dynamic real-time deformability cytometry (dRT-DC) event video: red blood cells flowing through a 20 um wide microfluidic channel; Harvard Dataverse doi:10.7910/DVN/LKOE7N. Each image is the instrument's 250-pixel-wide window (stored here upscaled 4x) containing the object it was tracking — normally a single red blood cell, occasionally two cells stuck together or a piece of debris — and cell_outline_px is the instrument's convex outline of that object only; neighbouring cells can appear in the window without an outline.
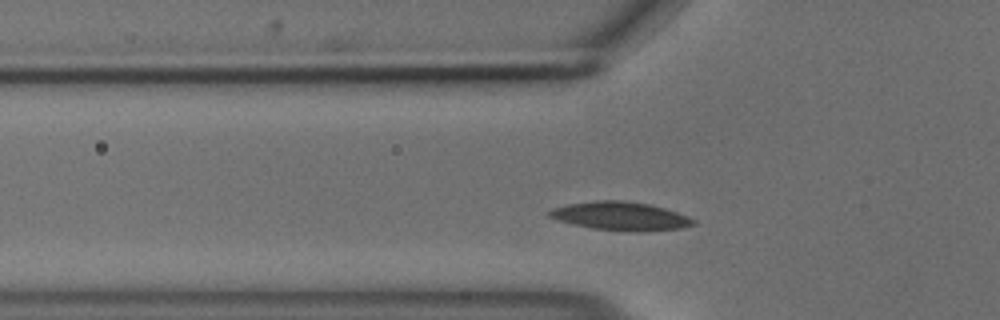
{"species": "common noctule bat (a hibernating species)", "species_latin": "Nyctalus noctula", "temperature_condition": "cold", "stored_images_in_passage": 39, "camera_frame_rate_fps": 3000, "um_per_image_px": 0.085, "animal": {"sex": "male", "body_mass_g": 18.8}, "frame": {"image": 1, "passage_image": 8, "time_ms": 2.333, "image_size_px": [1000, 320], "cell_outline_px": [[696, 224], [680, 228], [648, 232], [632, 232], [592, 228], [572, 224], [548, 216], [548, 212], [552, 208], [568, 204], [596, 200], [624, 200], [648, 204], [664, 208], [688, 216], [696, 220]], "centroid_in_image_um": [52.77, 18.37], "position_along_channel_um": 73.0, "area_um2": 23.99}}
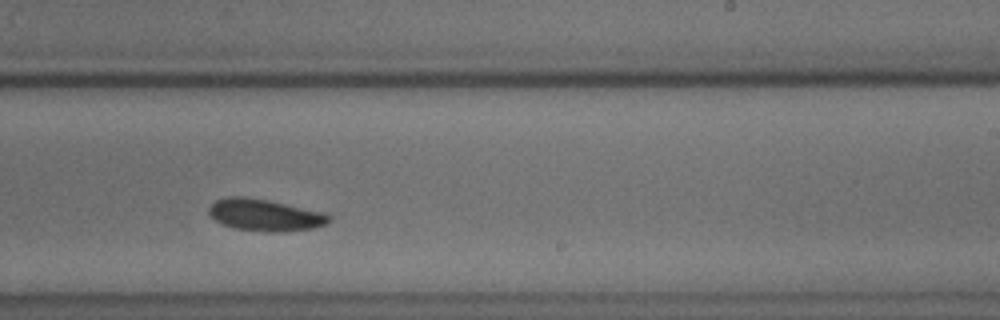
{"frame": {"image": 2, "passage_image": 24, "time_ms": 7.667, "image_size_px": [1000, 320], "cell_outline_px": [[332, 220], [328, 224], [312, 228], [280, 232], [264, 232], [236, 228], [224, 224], [216, 220], [208, 212], [208, 208], [216, 200], [228, 196], [244, 196], [324, 212], [332, 216]], "centroid_in_image_um": [22.55, 18.28], "position_along_channel_um": 266.5, "area_um2": 22.08}}
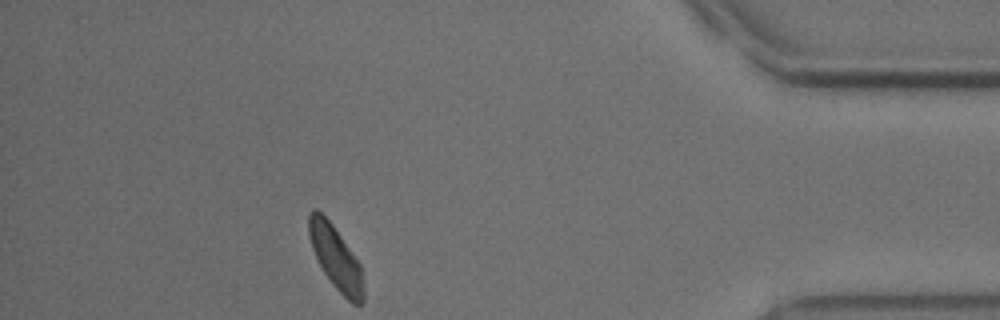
{"frame": {"image": 3, "passage_image": 39, "time_ms": 12.667, "image_size_px": [1000, 320], "cell_outline_px": [[364, 300], [360, 304], [352, 304], [332, 284], [324, 272], [312, 248], [308, 232], [308, 212], [312, 208], [316, 208], [332, 224], [360, 264], [364, 292]], "centroid_in_image_um": [28.52, 21.89], "position_along_channel_um": 406.7, "area_um2": 19.88}, "authors_computed_cell_mechanics": {"area_um2": 22.0796, "velocity_mm_per_s": 3.6385, "shape_relaxation_time_tau1_ms": 2.9429, "shape_relaxation_time_tau2_ms": null, "deformation_change_tau1": 0.0922, "deformation_change_tau2": null}}